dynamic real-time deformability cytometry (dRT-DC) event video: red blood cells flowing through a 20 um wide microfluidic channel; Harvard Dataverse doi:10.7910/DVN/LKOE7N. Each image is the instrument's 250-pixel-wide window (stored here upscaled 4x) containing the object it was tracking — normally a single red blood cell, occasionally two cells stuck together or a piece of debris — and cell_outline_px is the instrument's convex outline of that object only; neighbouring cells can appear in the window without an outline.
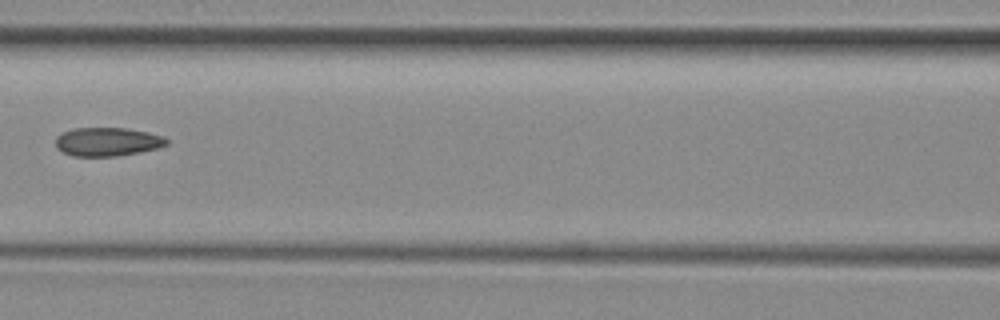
{"species": "common noctule bat (a hibernating species)", "species_latin": "Nyctalus noctula", "temperature_condition": "room temperature", "stored_images_in_passage": 7, "camera_frame_rate_fps": 3000, "um_per_image_px": 0.085, "animal": {"sex": "female", "body_mass_g": 29.2, "forearm_length_mm": 56.3}, "frame": {"image": 1, "passage_image": 4, "time_ms": 3.667, "image_size_px": [1000, 320], "cell_outline_px": [[168, 144], [156, 148], [116, 156], [72, 156], [56, 148], [56, 136], [60, 132], [72, 128], [128, 128], [148, 132], [164, 136], [168, 140]], "centroid_in_image_um": [9.09, 12.03], "position_along_channel_um": 157.5, "area_um2": 18.55}}
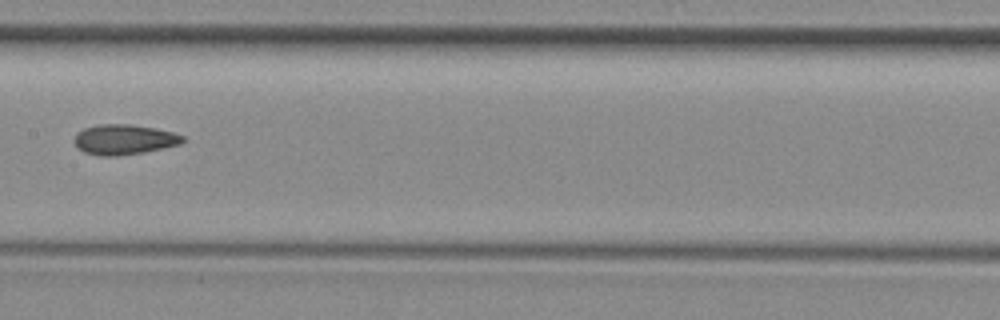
{"frame": {"image": 2, "passage_image": 5, "time_ms": 4.667, "image_size_px": [1000, 320], "cell_outline_px": [[184, 140], [180, 144], [164, 148], [144, 152], [116, 156], [100, 156], [84, 152], [76, 148], [76, 132], [84, 128], [100, 124], [128, 124], [156, 128], [172, 132], [184, 136]], "centroid_in_image_um": [10.54, 11.86], "position_along_channel_um": 196.9, "area_um2": 19.02}}